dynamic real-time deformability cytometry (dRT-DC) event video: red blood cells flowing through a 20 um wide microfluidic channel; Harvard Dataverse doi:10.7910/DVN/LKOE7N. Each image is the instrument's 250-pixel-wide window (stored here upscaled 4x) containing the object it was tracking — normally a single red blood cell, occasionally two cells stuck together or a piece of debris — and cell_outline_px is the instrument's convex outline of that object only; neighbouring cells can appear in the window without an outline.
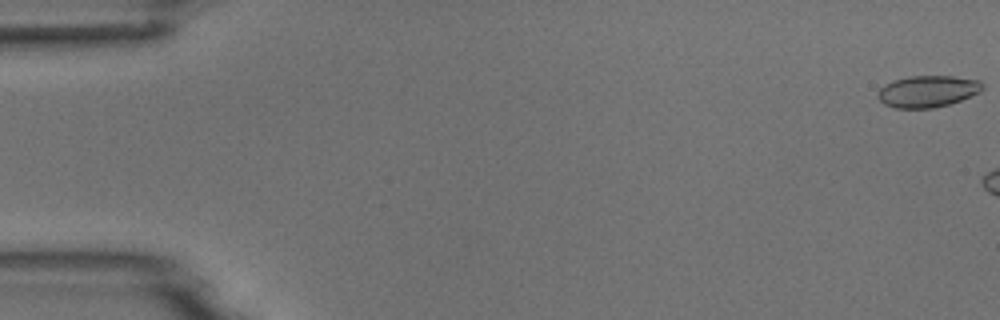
{"species": "common noctule bat (a hibernating species)", "species_latin": "Nyctalus noctula", "temperature_condition": "room temperature", "stored_images_in_passage": 3, "camera_frame_rate_fps": 3000, "um_per_image_px": 0.085, "animal": {"sex": "male", "body_mass_g": 18.8}, "frame": {"image": 1, "passage_image": 1, "time_ms": 0.0, "image_size_px": [1000, 320], "cell_outline_px": [[984, 88], [980, 92], [960, 100], [948, 104], [932, 108], [896, 108], [884, 104], [880, 100], [880, 88], [884, 84], [908, 76], [952, 76], [980, 80], [984, 84]], "centroid_in_image_um": [78.89, 7.75], "position_along_channel_um": 6.1, "area_um2": 19.13}}